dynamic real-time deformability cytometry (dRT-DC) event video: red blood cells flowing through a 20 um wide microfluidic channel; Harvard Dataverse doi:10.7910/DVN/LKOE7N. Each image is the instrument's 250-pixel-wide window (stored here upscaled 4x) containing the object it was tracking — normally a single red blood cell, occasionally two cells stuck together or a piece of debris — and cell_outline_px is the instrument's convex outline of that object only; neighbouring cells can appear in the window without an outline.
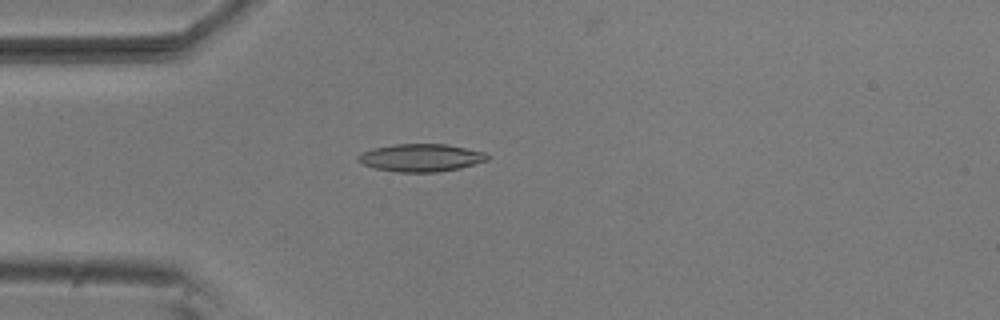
{"species": "common noctule bat (a hibernating species)", "species_latin": "Nyctalus noctula", "temperature_condition": "room temperature", "stored_images_in_passage": 4, "camera_frame_rate_fps": 3000, "um_per_image_px": 0.085, "animal": {"sex": "male", "body_mass_g": 20.5, "forearm_length_mm": 52.5}, "frame": {"image": 1, "passage_image": 4, "time_ms": 1.0, "image_size_px": [1000, 320], "cell_outline_px": [[492, 156], [488, 160], [460, 168], [436, 172], [396, 172], [376, 168], [364, 164], [356, 160], [356, 156], [372, 148], [392, 144], [448, 144], [484, 152]], "centroid_in_image_um": [35.79, 13.4], "position_along_channel_um": 49.2, "area_um2": 20.92}}